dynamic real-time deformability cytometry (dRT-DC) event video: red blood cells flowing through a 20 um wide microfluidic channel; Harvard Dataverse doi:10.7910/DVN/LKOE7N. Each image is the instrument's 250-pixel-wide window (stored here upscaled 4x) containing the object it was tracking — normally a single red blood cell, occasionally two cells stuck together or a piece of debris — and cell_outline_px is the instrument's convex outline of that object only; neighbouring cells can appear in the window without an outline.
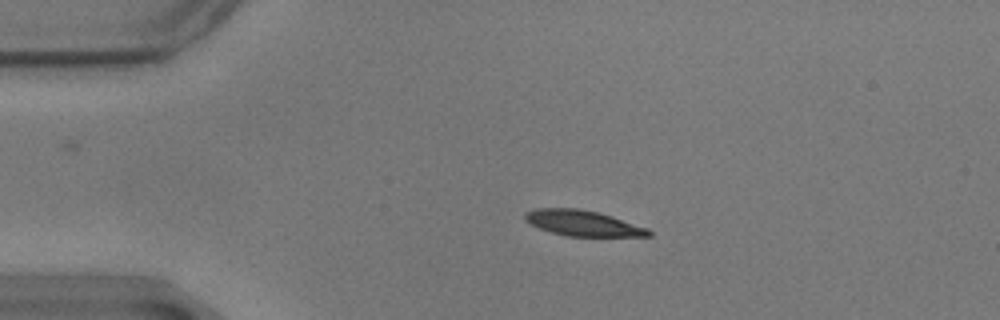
{"species": "common noctule bat (a hibernating species)", "species_latin": "Nyctalus noctula", "temperature_condition": "warm", "stored_images_in_passage": 47, "camera_frame_rate_fps": 3000, "um_per_image_px": 0.085, "animal": {"sex": "male", "body_mass_g": 17.9}, "frame": {"image": 1, "passage_image": 1, "time_ms": 0.0, "image_size_px": [1000, 320], "cell_outline_px": [[652, 236], [568, 236], [552, 232], [540, 228], [524, 220], [524, 212], [536, 208], [580, 208], [600, 212], [648, 228], [652, 232]], "centroid_in_image_um": [49.55, 18.95], "position_along_channel_um": 35.5, "area_um2": 18.5}}
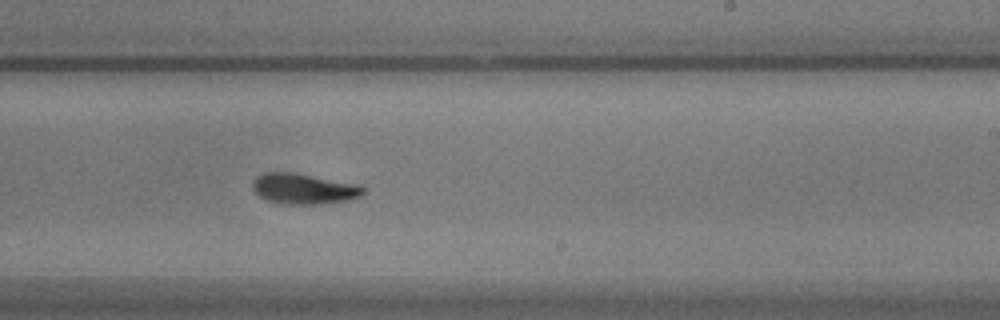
{"frame": {"image": 2, "passage_image": 24, "time_ms": 7.667, "image_size_px": [1000, 320], "cell_outline_px": [[364, 192], [360, 196], [348, 200], [320, 204], [284, 204], [268, 200], [260, 196], [252, 188], [252, 180], [256, 176], [264, 172], [292, 172], [360, 184], [364, 188]], "centroid_in_image_um": [25.81, 16.03], "position_along_channel_um": 263.2, "area_um2": 19.77}}
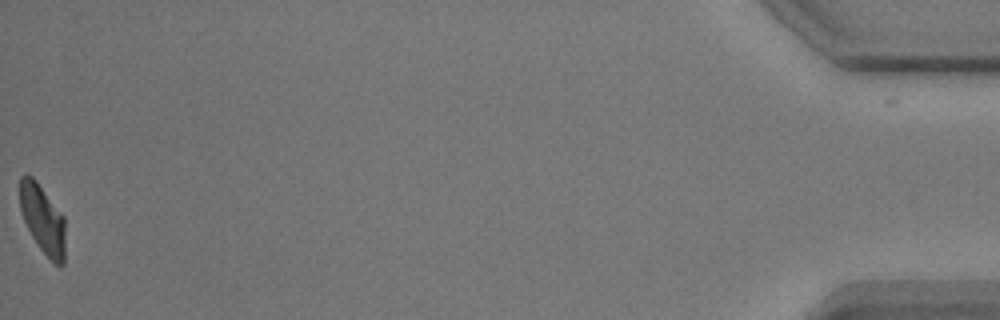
{"frame": {"image": 3, "passage_image": 47, "time_ms": 15.333, "image_size_px": [1000, 320], "cell_outline_px": [[64, 264], [56, 264], [40, 248], [32, 236], [24, 220], [20, 208], [20, 176], [32, 176], [36, 180], [64, 216]], "centroid_in_image_um": [3.63, 18.61], "position_along_channel_um": 431.6, "area_um2": 17.74}, "authors_computed_cell_mechanics": {"area_um2": 19.5942, "velocity_mm_per_s": 3.4706, "shape_relaxation_time_tau1_ms": 3.7216, "shape_relaxation_time_tau2_ms": 3.8015, "deformation_change_tau1": 0.1534, "deformation_change_tau2": 0.0786}}